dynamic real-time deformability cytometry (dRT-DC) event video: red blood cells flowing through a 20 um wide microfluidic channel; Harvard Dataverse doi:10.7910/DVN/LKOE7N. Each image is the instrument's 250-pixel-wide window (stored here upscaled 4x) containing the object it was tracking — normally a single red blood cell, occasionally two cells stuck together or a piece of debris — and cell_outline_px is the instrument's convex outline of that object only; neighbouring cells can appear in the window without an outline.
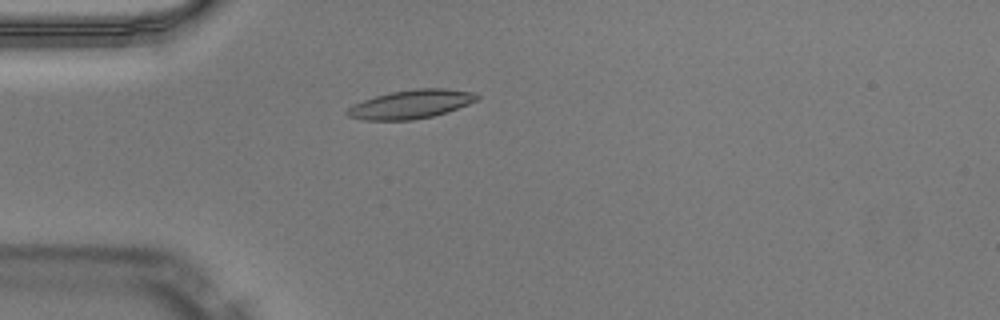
{"species": "Egyptian fruit bat (a non-hibernating species)", "species_latin": "Rousettus aegyptiacus", "temperature_condition": "warm", "stored_images_in_passage": 50, "camera_frame_rate_fps": 3000, "um_per_image_px": 0.085, "animal": {"sex": "male"}, "frame": {"image": 1, "passage_image": 14, "time_ms": 4.333, "image_size_px": [1000, 320], "cell_outline_px": [[480, 96], [476, 100], [468, 104], [432, 116], [412, 120], [364, 120], [348, 116], [344, 112], [348, 108], [364, 100], [388, 92], [416, 88], [444, 88], [472, 92]], "centroid_in_image_um": [34.91, 8.85], "position_along_channel_um": 50.1, "area_um2": 21.44}}
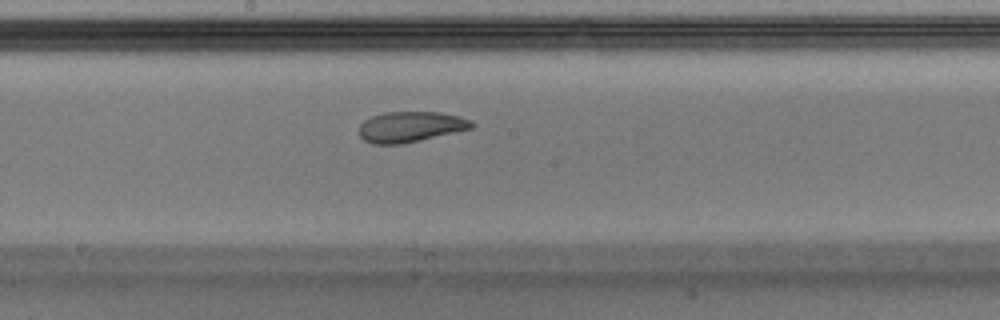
{"frame": {"image": 2, "passage_image": 27, "time_ms": 8.667, "image_size_px": [1000, 320], "cell_outline_px": [[476, 124], [472, 128], [400, 144], [372, 144], [364, 140], [360, 136], [360, 124], [364, 120], [372, 116], [384, 112], [440, 112], [460, 116], [472, 120]], "centroid_in_image_um": [34.89, 10.76], "position_along_channel_um": 213.3, "area_um2": 19.94}}
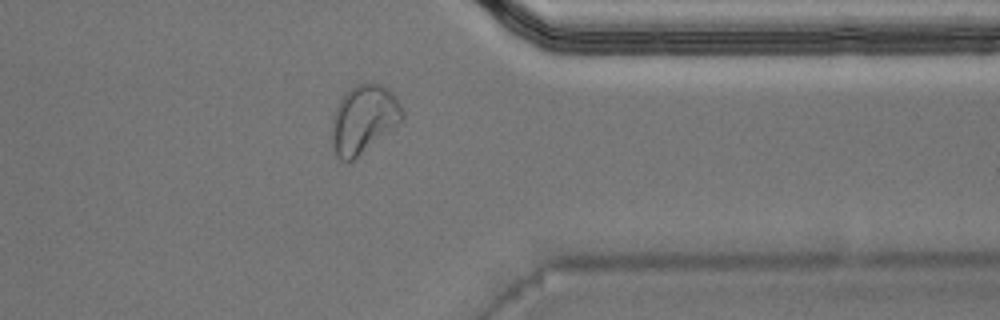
{"frame": {"image": 3, "passage_image": 40, "time_ms": 13.0, "image_size_px": [1000, 320], "cell_outline_px": [[404, 116], [392, 128], [348, 164], [340, 160], [336, 156], [332, 148], [332, 116], [340, 100], [356, 84], [380, 84], [388, 88], [392, 92], [400, 104], [404, 112]], "centroid_in_image_um": [30.88, 10.15], "position_along_channel_um": 380.5, "area_um2": 27.51}, "authors_computed_cell_mechanics": {"area_um2": 20.6057, "velocity_mm_per_s": 4.023, "shape_relaxation_time_tau1_ms": null, "shape_relaxation_time_tau2_ms": 2.7077, "deformation_change_tau1": null, "deformation_change_tau2": 0.0928}}